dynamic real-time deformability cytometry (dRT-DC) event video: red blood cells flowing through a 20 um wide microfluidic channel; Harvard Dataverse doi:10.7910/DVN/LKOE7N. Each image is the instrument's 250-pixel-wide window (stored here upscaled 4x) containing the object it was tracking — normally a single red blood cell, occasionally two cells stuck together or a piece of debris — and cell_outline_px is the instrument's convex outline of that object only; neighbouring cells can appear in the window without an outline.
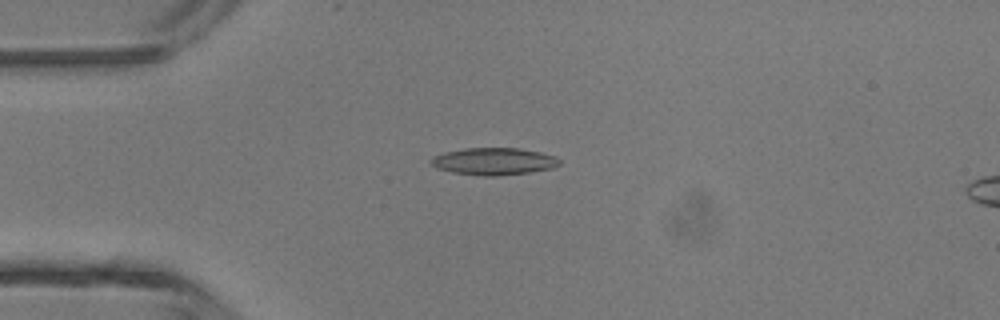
{"species": "common noctule bat (a hibernating species)", "species_latin": "Nyctalus noctula", "temperature_condition": "room temperature", "stored_images_in_passage": 5, "camera_frame_rate_fps": 3000, "um_per_image_px": 0.085, "animal": {"sex": "male", "body_mass_g": 13.3}, "frame": {"image": 1, "passage_image": 4, "time_ms": 1.0, "image_size_px": [1000, 320], "cell_outline_px": [[560, 164], [552, 168], [528, 172], [496, 176], [484, 176], [452, 172], [436, 168], [428, 164], [428, 160], [432, 156], [444, 152], [464, 148], [520, 148], [540, 152], [556, 156], [560, 160]], "centroid_in_image_um": [41.92, 13.71], "position_along_channel_um": 43.1, "area_um2": 20.52}}